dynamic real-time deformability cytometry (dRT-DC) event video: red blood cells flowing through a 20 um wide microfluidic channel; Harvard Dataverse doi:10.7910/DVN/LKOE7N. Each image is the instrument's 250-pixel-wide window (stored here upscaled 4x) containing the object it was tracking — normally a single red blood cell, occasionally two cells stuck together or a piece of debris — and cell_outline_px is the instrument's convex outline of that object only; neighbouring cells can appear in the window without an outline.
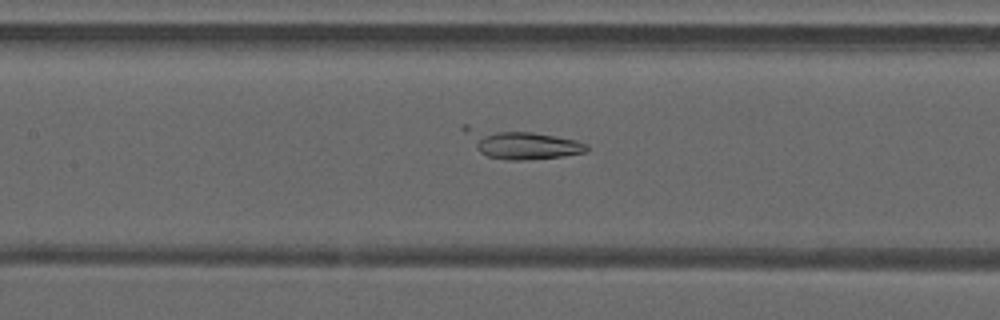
{"species": "common noctule bat (a hibernating species)", "species_latin": "Nyctalus noctula", "temperature_condition": "warm", "stored_images_in_passage": 50, "camera_frame_rate_fps": 3000, "um_per_image_px": 0.085, "animal": {"sex": "male", "forearm_length_mm": 52.5}, "frame": {"image": 1, "passage_image": 24, "time_ms": 7.667, "image_size_px": [1000, 320], "cell_outline_px": [[588, 152], [564, 156], [524, 160], [508, 160], [488, 156], [480, 152], [476, 148], [460, 128], [464, 124], [468, 124], [532, 132], [576, 140], [588, 144]], "centroid_in_image_um": [44.23, 12.21], "position_along_channel_um": 163.2, "area_um2": 20.92}}
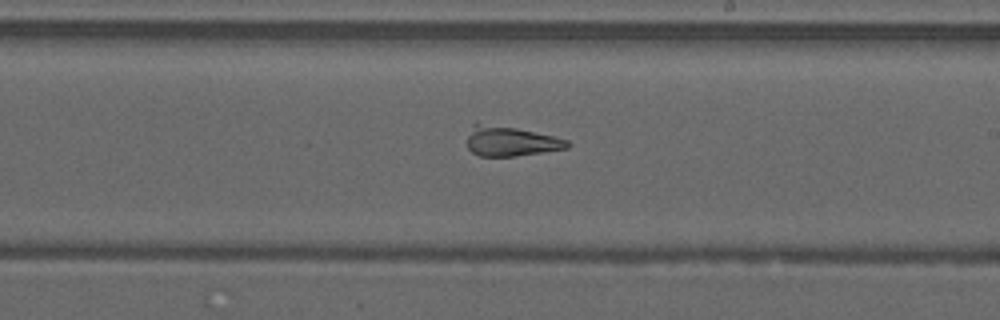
{"frame": {"image": 2, "passage_image": 30, "time_ms": 9.667, "image_size_px": [1000, 320], "cell_outline_px": [[572, 144], [568, 148], [516, 156], [480, 156], [472, 152], [468, 148], [468, 136], [472, 124], [476, 120], [516, 128], [552, 136], [568, 140]], "centroid_in_image_um": [43.36, 11.98], "position_along_channel_um": 245.6, "area_um2": 17.63}}
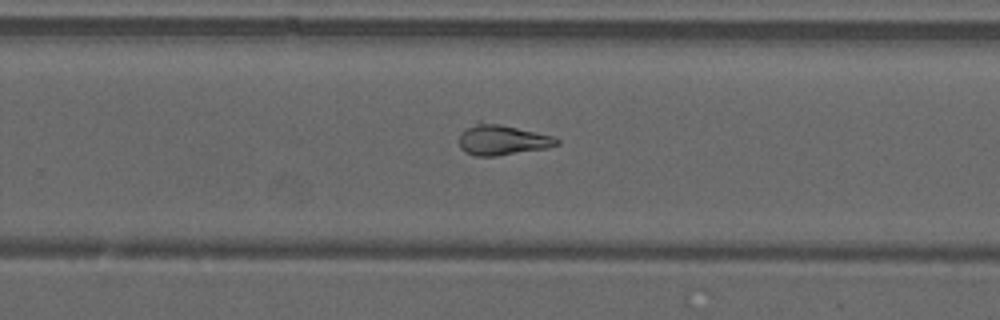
{"frame": {"image": 3, "passage_image": 33, "time_ms": 10.667, "image_size_px": [1000, 320], "cell_outline_px": [[560, 144], [548, 148], [496, 156], [476, 156], [464, 152], [460, 148], [460, 132], [476, 120], [480, 120], [500, 124], [536, 132], [552, 136], [560, 140]], "centroid_in_image_um": [42.65, 11.88], "position_along_channel_um": 287.1, "area_um2": 17.57}}